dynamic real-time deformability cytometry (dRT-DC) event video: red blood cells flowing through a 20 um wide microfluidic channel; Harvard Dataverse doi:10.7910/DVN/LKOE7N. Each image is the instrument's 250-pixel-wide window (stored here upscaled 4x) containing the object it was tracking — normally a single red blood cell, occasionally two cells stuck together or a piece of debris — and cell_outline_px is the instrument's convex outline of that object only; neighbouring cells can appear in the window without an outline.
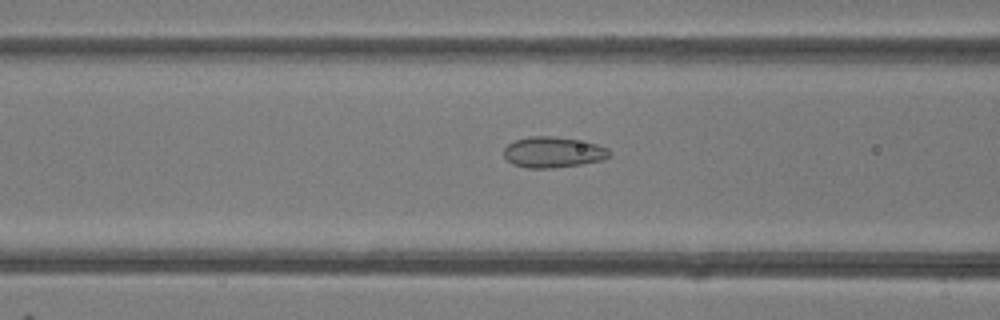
{"species": "common noctule bat (a hibernating species)", "species_latin": "Nyctalus noctula", "temperature_condition": "room temperature", "stored_images_in_passage": 22, "camera_frame_rate_fps": 3000, "um_per_image_px": 0.085, "animal": {"sex": "female"}, "frame": {"image": 1, "passage_image": 21, "time_ms": 6.667, "image_size_px": [1000, 320], "cell_outline_px": [[608, 156], [604, 160], [580, 164], [552, 168], [528, 168], [512, 164], [504, 156], [504, 148], [508, 144], [516, 140], [532, 136], [552, 136], [576, 140], [596, 144], [608, 148]], "centroid_in_image_um": [46.98, 12.94], "position_along_channel_um": 119.6, "area_um2": 18.67}}